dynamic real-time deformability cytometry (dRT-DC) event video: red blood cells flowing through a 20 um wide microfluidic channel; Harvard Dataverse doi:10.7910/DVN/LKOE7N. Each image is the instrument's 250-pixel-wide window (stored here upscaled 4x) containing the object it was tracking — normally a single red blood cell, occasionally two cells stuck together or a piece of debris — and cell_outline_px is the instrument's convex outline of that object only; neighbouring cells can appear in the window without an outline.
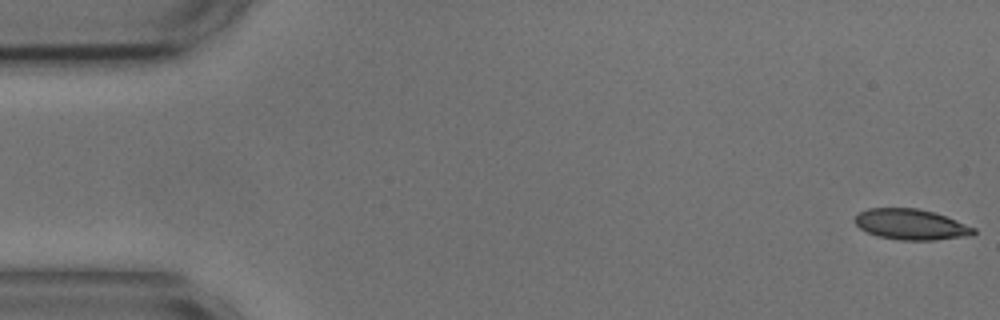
{"species": "common noctule bat (a hibernating species)", "species_latin": "Nyctalus noctula", "temperature_condition": "cold", "stored_images_in_passage": 16, "camera_frame_rate_fps": 3000, "um_per_image_px": 0.085, "animal": {"sex": "male", "body_mass_g": 17.9, "forearm_length_mm": 54.2}, "frame": {"image": 1, "passage_image": 1, "time_ms": 0.0, "image_size_px": [1000, 320], "cell_outline_px": [[976, 232], [972, 236], [936, 240], [900, 240], [876, 236], [860, 228], [852, 220], [860, 212], [868, 208], [916, 208], [936, 212], [976, 228]], "centroid_in_image_um": [77.46, 19.08], "position_along_channel_um": 7.5, "area_um2": 21.44}}
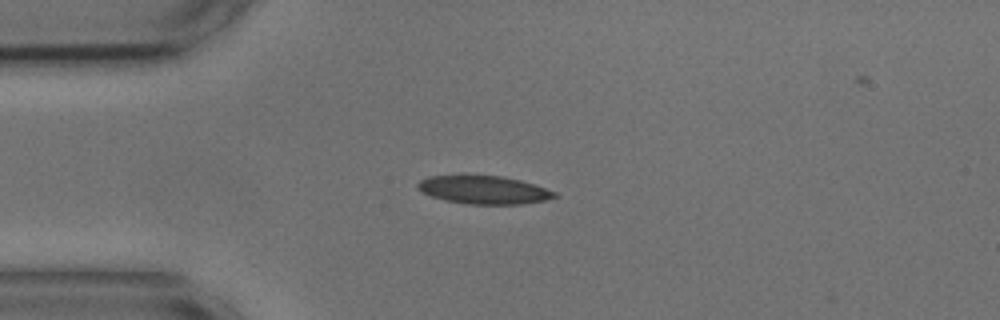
{"frame": {"image": 2, "passage_image": 13, "time_ms": 4.0, "image_size_px": [1000, 320], "cell_outline_px": [[560, 196], [544, 200], [520, 204], [468, 204], [444, 200], [432, 196], [416, 188], [416, 184], [420, 180], [428, 176], [464, 172], [504, 176], [536, 184], [556, 192]], "centroid_in_image_um": [41.08, 16.08], "position_along_channel_um": 43.9, "area_um2": 23.47}}